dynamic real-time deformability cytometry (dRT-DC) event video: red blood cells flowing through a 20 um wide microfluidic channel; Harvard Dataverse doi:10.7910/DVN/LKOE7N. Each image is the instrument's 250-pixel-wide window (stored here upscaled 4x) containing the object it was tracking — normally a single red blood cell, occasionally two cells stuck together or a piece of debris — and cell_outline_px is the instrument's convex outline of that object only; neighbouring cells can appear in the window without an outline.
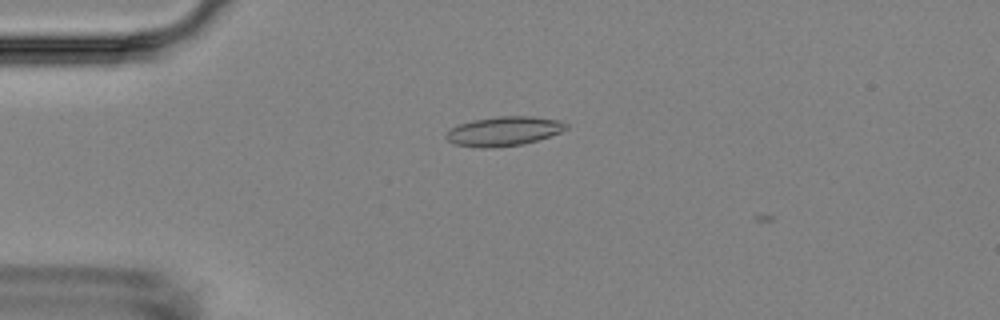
{"species": "Egyptian fruit bat (a non-hibernating species)", "species_latin": "Rousettus aegyptiacus", "temperature_condition": "room temperature", "stored_images_in_passage": 2, "camera_frame_rate_fps": 3000, "um_per_image_px": 0.085, "animal": {"sex": "female"}, "frame": {"image": 1, "passage_image": 1, "time_ms": 0.0, "image_size_px": [1000, 320], "cell_outline_px": [[568, 128], [560, 132], [524, 144], [488, 148], [480, 148], [452, 144], [444, 136], [452, 128], [460, 124], [472, 120], [496, 116], [532, 116], [560, 120], [568, 124]], "centroid_in_image_um": [42.82, 11.15], "position_along_channel_um": 42.2, "area_um2": 20.52}}